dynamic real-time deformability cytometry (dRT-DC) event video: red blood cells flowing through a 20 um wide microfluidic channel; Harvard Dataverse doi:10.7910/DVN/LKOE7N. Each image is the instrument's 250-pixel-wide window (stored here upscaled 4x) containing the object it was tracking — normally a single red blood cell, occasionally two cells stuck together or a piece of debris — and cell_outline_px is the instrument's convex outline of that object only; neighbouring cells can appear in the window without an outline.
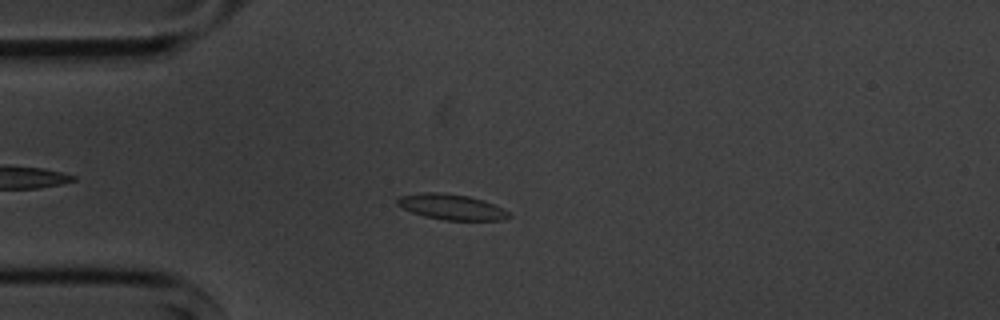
{"species": "common noctule bat (a hibernating species)", "species_latin": "Nyctalus noctula", "temperature_condition": "cold", "stored_images_in_passage": 6, "camera_frame_rate_fps": 3000, "um_per_image_px": 0.085, "animal": {"sex": "male", "body_mass_g": 20.1, "forearm_length_mm": 53.5}, "frame": {"image": 1, "passage_image": 4, "time_ms": 3.667, "image_size_px": [1000, 320], "cell_outline_px": [[512, 216], [504, 220], [444, 220], [424, 216], [412, 212], [396, 204], [396, 200], [400, 196], [420, 192], [444, 192], [468, 196], [504, 208]], "centroid_in_image_um": [38.36, 17.59], "position_along_channel_um": 46.6, "area_um2": 16.59}}
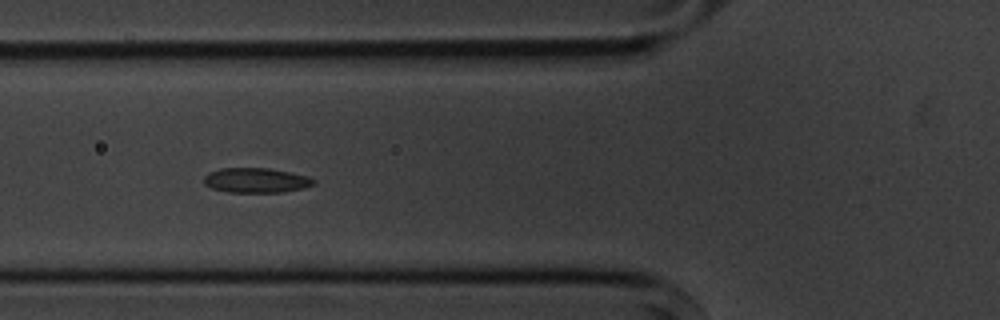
{"frame": {"image": 2, "passage_image": 6, "time_ms": 5.667, "image_size_px": [1000, 320], "cell_outline_px": [[316, 184], [304, 188], [280, 192], [228, 192], [212, 188], [204, 184], [204, 176], [208, 172], [220, 168], [268, 168], [308, 176], [316, 180]], "centroid_in_image_um": [21.76, 15.32], "position_along_channel_um": 104.0, "area_um2": 15.9}}